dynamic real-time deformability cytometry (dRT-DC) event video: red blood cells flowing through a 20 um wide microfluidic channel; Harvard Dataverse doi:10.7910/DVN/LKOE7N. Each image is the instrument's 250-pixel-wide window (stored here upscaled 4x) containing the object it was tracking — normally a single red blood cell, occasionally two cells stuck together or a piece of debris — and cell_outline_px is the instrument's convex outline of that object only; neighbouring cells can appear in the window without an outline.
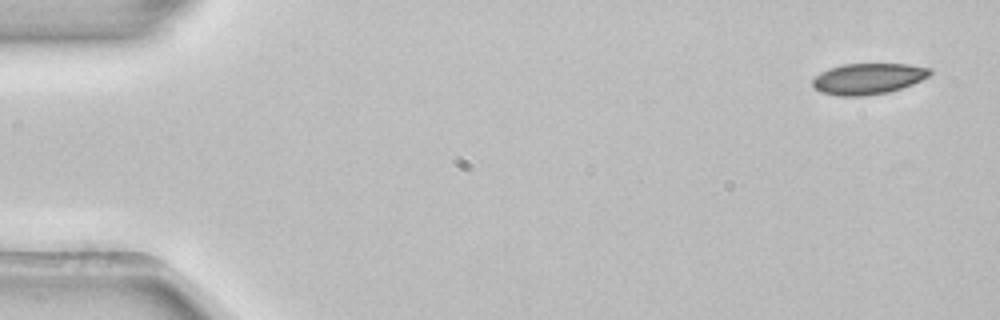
{"species": "common noctule bat (a hibernating species)", "species_latin": "Nyctalus noctula", "temperature_condition": "room temperature", "stored_images_in_passage": 4, "camera_frame_rate_fps": 3000, "um_per_image_px": 0.085, "animal": {"sex": "female", "body_mass_g": 22.7, "forearm_length_mm": 54.2}, "frame": {"image": 1, "passage_image": 1, "time_ms": 0.0, "image_size_px": [1000, 320], "cell_outline_px": [[932, 72], [928, 76], [912, 84], [888, 92], [864, 96], [836, 96], [820, 92], [812, 84], [812, 80], [820, 72], [828, 68], [844, 64], [908, 64], [932, 68]], "centroid_in_image_um": [73.77, 6.69], "position_along_channel_um": 11.2, "area_um2": 21.21}}